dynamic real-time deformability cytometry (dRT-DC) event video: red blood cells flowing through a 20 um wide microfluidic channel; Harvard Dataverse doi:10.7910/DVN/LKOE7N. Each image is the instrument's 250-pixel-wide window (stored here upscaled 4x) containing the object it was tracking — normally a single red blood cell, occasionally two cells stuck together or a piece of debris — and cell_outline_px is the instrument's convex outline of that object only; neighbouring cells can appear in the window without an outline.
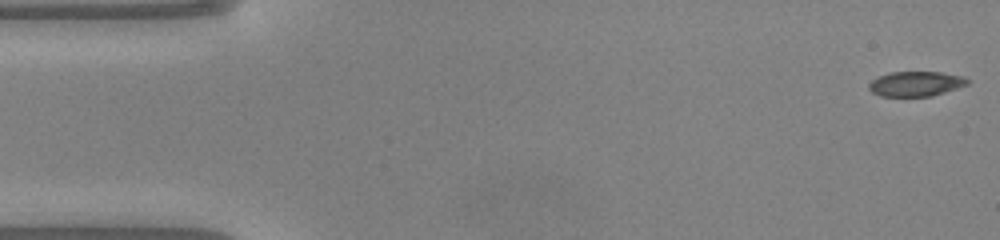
{"species": "common noctule bat (a hibernating species)", "species_latin": "Nyctalus noctula", "temperature_condition": "warm", "stored_images_in_passage": 49, "camera_frame_rate_fps": 3000, "um_per_image_px": 0.085, "animal": {"sex": "male", "body_mass_g": 20.0, "forearm_length_mm": 53.3}, "frame": {"image": 1, "passage_image": 1, "time_ms": 0.0, "image_size_px": [1000, 240], "cell_outline_px": [[968, 84], [932, 96], [880, 96], [872, 92], [868, 88], [868, 84], [872, 80], [888, 72], [940, 72], [964, 76], [968, 80]], "centroid_in_image_um": [77.82, 7.12], "position_along_channel_um": 7.2, "area_um2": 14.22}}
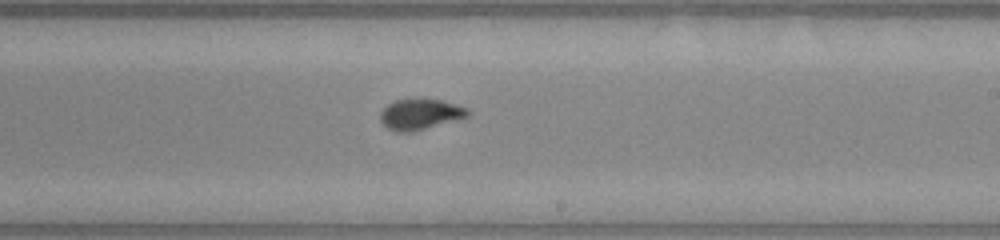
{"frame": {"image": 2, "passage_image": 28, "time_ms": 9.0, "image_size_px": [1000, 240], "cell_outline_px": [[468, 116], [412, 132], [396, 132], [388, 128], [380, 120], [380, 112], [388, 104], [396, 100], [416, 96], [440, 100], [468, 108]], "centroid_in_image_um": [35.67, 9.67], "position_along_channel_um": 253.3, "area_um2": 15.78}}
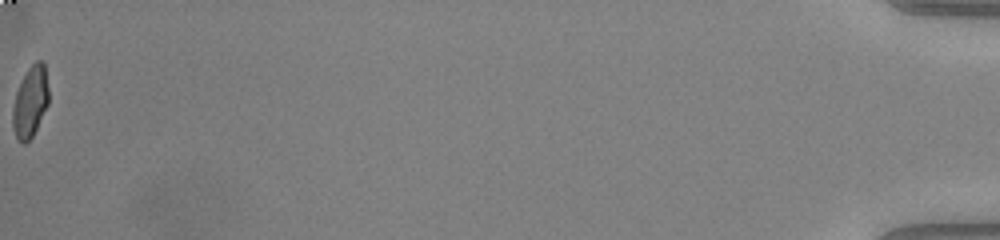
{"frame": {"image": 3, "passage_image": 49, "time_ms": 16.0, "image_size_px": [1000, 240], "cell_outline_px": [[48, 104], [32, 136], [24, 144], [20, 144], [16, 136], [12, 124], [12, 108], [16, 92], [28, 68], [36, 60], [40, 60], [44, 64], [48, 88]], "centroid_in_image_um": [2.56, 8.66], "position_along_channel_um": 432.6, "area_um2": 14.68}, "authors_computed_cell_mechanics": {"area_um2": 15.4326, "velocity_mm_per_s": 4.1237, "shape_relaxation_time_tau1_ms": 5.928, "shape_relaxation_time_tau2_ms": null, "deformation_change_tau1": 0.2196, "deformation_change_tau2": null}}